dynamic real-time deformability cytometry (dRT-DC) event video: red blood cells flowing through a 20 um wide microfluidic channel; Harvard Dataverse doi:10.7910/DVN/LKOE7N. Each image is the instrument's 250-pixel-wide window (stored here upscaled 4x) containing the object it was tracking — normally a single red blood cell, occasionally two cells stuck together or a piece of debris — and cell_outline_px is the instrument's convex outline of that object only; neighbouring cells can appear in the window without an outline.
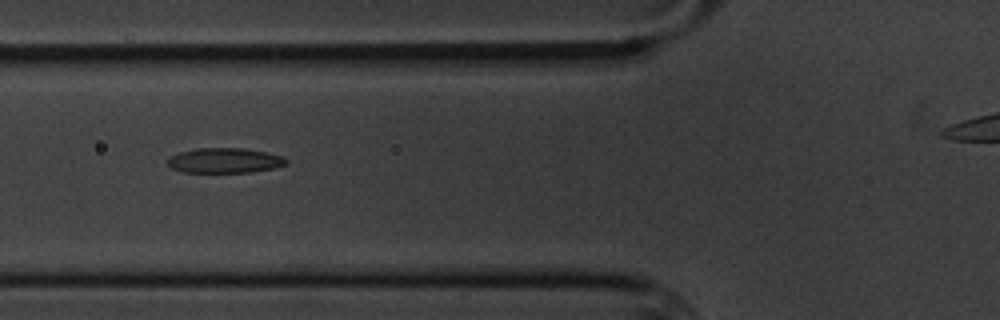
{"species": "common noctule bat (a hibernating species)", "species_latin": "Nyctalus noctula", "temperature_condition": "cold", "stored_images_in_passage": 5, "camera_frame_rate_fps": 3000, "um_per_image_px": 0.085, "animal": {"sex": "male", "body_mass_g": 20.1, "forearm_length_mm": 53.5}, "frame": {"image": 1, "passage_image": 2, "time_ms": 1.0, "image_size_px": [1000, 320], "cell_outline_px": [[288, 164], [276, 168], [252, 172], [180, 172], [172, 168], [168, 164], [168, 160], [172, 156], [180, 152], [196, 148], [244, 148], [268, 152], [284, 156], [288, 160]], "centroid_in_image_um": [19.17, 13.64], "position_along_channel_um": 106.6, "area_um2": 17.46}}
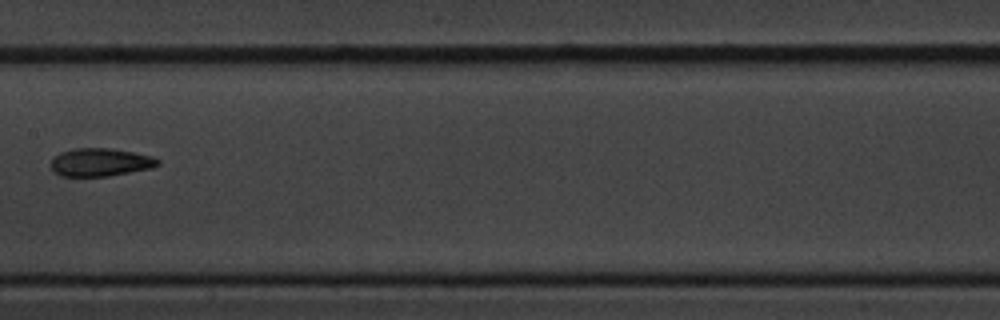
{"frame": {"image": 2, "passage_image": 4, "time_ms": 3.667, "image_size_px": [1000, 320], "cell_outline_px": [[160, 164], [152, 168], [108, 176], [60, 176], [52, 172], [52, 156], [60, 152], [72, 148], [112, 148], [152, 156], [160, 160]], "centroid_in_image_um": [8.5, 13.79], "position_along_channel_um": 198.9, "area_um2": 17.63}}
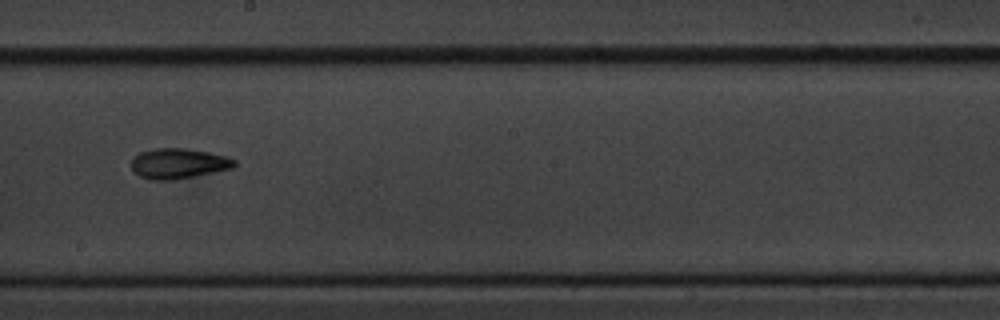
{"frame": {"image": 3, "passage_image": 5, "time_ms": 4.667, "image_size_px": [1000, 320], "cell_outline_px": [[236, 164], [232, 168], [172, 180], [148, 180], [140, 176], [132, 168], [132, 160], [140, 152], [156, 148], [184, 148], [208, 152], [224, 156], [236, 160]], "centroid_in_image_um": [15.15, 13.89], "position_along_channel_um": 233.1, "area_um2": 17.86}}